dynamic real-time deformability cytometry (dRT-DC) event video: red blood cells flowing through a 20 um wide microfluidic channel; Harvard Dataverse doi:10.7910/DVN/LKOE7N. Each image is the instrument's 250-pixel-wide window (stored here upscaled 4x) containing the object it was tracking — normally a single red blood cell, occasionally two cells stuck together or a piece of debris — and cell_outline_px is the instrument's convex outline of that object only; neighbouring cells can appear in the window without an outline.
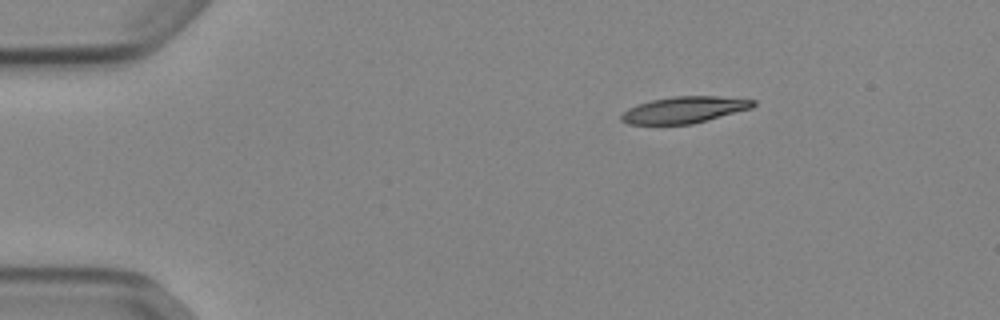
{"species": "Egyptian fruit bat (a non-hibernating species)", "species_latin": "Rousettus aegyptiacus", "temperature_condition": "cold", "stored_images_in_passage": 45, "camera_frame_rate_fps": 3000, "um_per_image_px": 0.085, "animal": {"sex": "female"}, "frame": {"image": 1, "passage_image": 1, "time_ms": 0.0, "image_size_px": [1000, 320], "cell_outline_px": [[756, 104], [752, 108], [692, 124], [628, 124], [620, 120], [620, 116], [628, 108], [636, 104], [652, 100], [672, 96], [716, 96], [756, 100]], "centroid_in_image_um": [58.15, 9.33], "position_along_channel_um": 26.9, "area_um2": 20.35}}
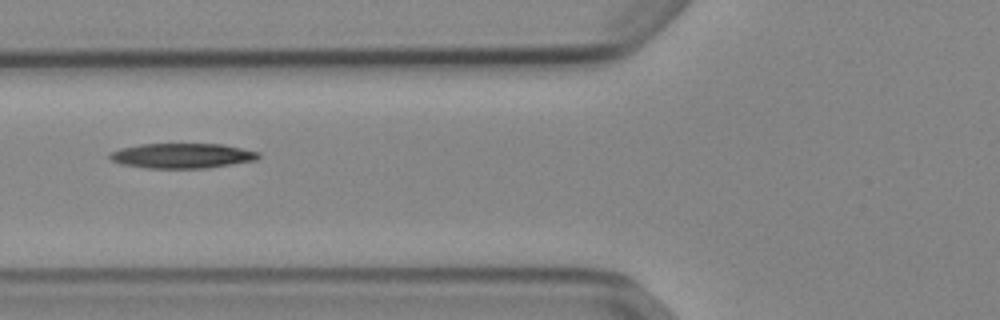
{"frame": {"image": 2, "passage_image": 13, "time_ms": 4.0, "image_size_px": [1000, 320], "cell_outline_px": [[260, 156], [256, 160], [208, 168], [148, 168], [120, 164], [112, 160], [108, 156], [112, 152], [120, 148], [140, 144], [224, 144], [260, 152]], "centroid_in_image_um": [15.5, 13.23], "position_along_channel_um": 110.3, "area_um2": 21.68}}
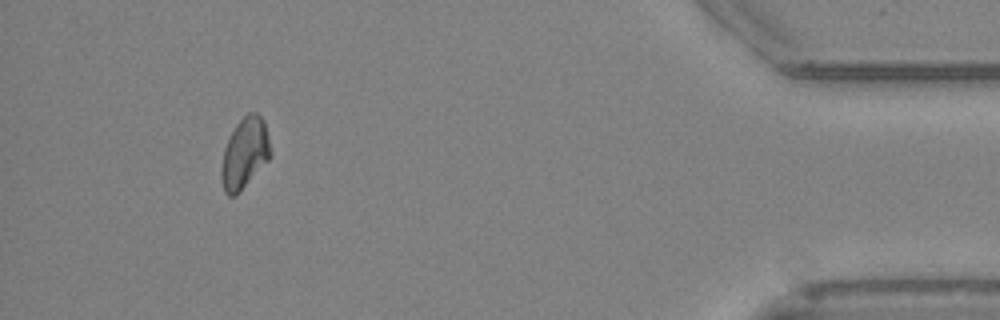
{"frame": {"image": 3, "passage_image": 41, "time_ms": 13.333, "image_size_px": [1000, 320], "cell_outline_px": [[268, 160], [240, 192], [236, 196], [228, 196], [224, 192], [220, 176], [220, 172], [224, 148], [236, 124], [248, 112], [256, 112], [264, 120], [268, 140]], "centroid_in_image_um": [20.75, 13.06], "position_along_channel_um": 414.5, "area_um2": 19.88}, "authors_computed_cell_mechanics": {"area_um2": 20.9236, "velocity_mm_per_s": 3.8939, "shape_relaxation_time_tau1_ms": 10.9731, "shape_relaxation_time_tau2_ms": null, "deformation_change_tau1": 0.1995, "deformation_change_tau2": null}}